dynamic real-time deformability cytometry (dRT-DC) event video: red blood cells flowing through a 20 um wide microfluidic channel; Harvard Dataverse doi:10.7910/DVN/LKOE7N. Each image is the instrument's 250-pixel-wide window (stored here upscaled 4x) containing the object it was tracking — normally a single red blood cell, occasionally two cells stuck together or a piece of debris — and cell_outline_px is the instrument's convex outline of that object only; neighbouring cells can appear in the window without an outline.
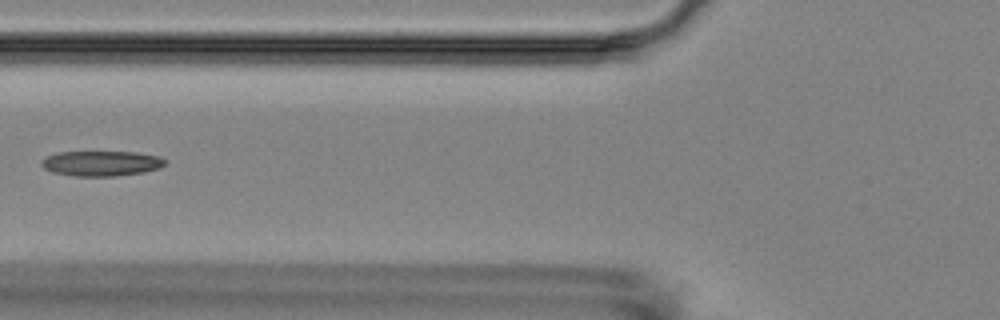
{"species": "Egyptian fruit bat (a non-hibernating species)", "species_latin": "Rousettus aegyptiacus", "temperature_condition": "room temperature", "stored_images_in_passage": 4, "camera_frame_rate_fps": 3000, "um_per_image_px": 0.085, "animal": {"sex": "female"}, "frame": {"image": 1, "passage_image": 2, "time_ms": 1.333, "image_size_px": [1000, 320], "cell_outline_px": [[164, 164], [160, 168], [144, 172], [116, 176], [72, 176], [52, 172], [44, 168], [40, 164], [40, 160], [44, 156], [60, 152], [136, 152], [160, 156], [164, 160]], "centroid_in_image_um": [8.57, 13.89], "position_along_channel_um": 117.2, "area_um2": 18.26}}
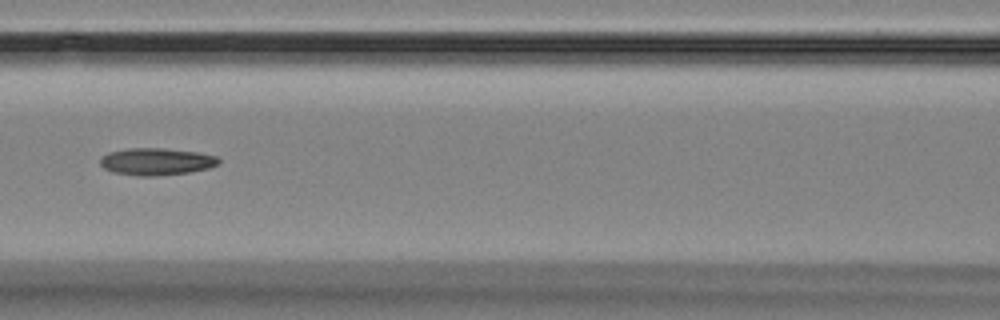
{"frame": {"image": 2, "passage_image": 3, "time_ms": 2.333, "image_size_px": [1000, 320], "cell_outline_px": [[220, 164], [208, 168], [188, 172], [156, 176], [136, 176], [112, 172], [104, 168], [100, 164], [100, 160], [108, 152], [128, 148], [164, 148], [200, 152], [216, 156], [220, 160]], "centroid_in_image_um": [13.3, 13.73], "position_along_channel_um": 153.3, "area_um2": 18.84}}
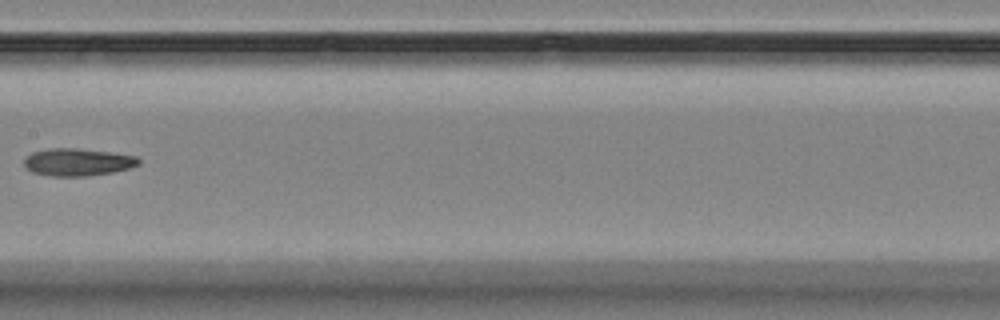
{"frame": {"image": 3, "passage_image": 4, "time_ms": 3.667, "image_size_px": [1000, 320], "cell_outline_px": [[140, 164], [132, 168], [112, 172], [88, 176], [52, 176], [32, 172], [24, 164], [24, 160], [32, 152], [48, 148], [80, 148], [136, 156], [140, 160]], "centroid_in_image_um": [6.62, 13.78], "position_along_channel_um": 200.8, "area_um2": 18.32}}